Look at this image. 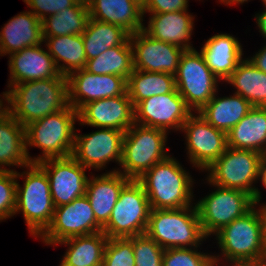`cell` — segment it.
<instances>
[{"instance_id": "22", "label": "cell", "mask_w": 266, "mask_h": 266, "mask_svg": "<svg viewBox=\"0 0 266 266\" xmlns=\"http://www.w3.org/2000/svg\"><path fill=\"white\" fill-rule=\"evenodd\" d=\"M147 27L143 31L150 37L176 45L184 50L194 49L191 36L194 29V16L188 11H175L149 14Z\"/></svg>"}, {"instance_id": "3", "label": "cell", "mask_w": 266, "mask_h": 266, "mask_svg": "<svg viewBox=\"0 0 266 266\" xmlns=\"http://www.w3.org/2000/svg\"><path fill=\"white\" fill-rule=\"evenodd\" d=\"M78 112L70 105L25 126L26 153L30 163L72 155L75 140V123ZM30 147L41 149L42 155L32 157Z\"/></svg>"}, {"instance_id": "41", "label": "cell", "mask_w": 266, "mask_h": 266, "mask_svg": "<svg viewBox=\"0 0 266 266\" xmlns=\"http://www.w3.org/2000/svg\"><path fill=\"white\" fill-rule=\"evenodd\" d=\"M189 0H146L142 7L143 16L175 11H188Z\"/></svg>"}, {"instance_id": "46", "label": "cell", "mask_w": 266, "mask_h": 266, "mask_svg": "<svg viewBox=\"0 0 266 266\" xmlns=\"http://www.w3.org/2000/svg\"><path fill=\"white\" fill-rule=\"evenodd\" d=\"M258 180L262 183L261 185L266 188V154H263L260 162Z\"/></svg>"}, {"instance_id": "45", "label": "cell", "mask_w": 266, "mask_h": 266, "mask_svg": "<svg viewBox=\"0 0 266 266\" xmlns=\"http://www.w3.org/2000/svg\"><path fill=\"white\" fill-rule=\"evenodd\" d=\"M260 206L257 209L260 212V217H261V221H262V230H263V240H264V244L266 246V202L264 203H260L256 202L255 206Z\"/></svg>"}, {"instance_id": "25", "label": "cell", "mask_w": 266, "mask_h": 266, "mask_svg": "<svg viewBox=\"0 0 266 266\" xmlns=\"http://www.w3.org/2000/svg\"><path fill=\"white\" fill-rule=\"evenodd\" d=\"M89 18L122 27L130 35L143 30L142 7L133 0H89Z\"/></svg>"}, {"instance_id": "48", "label": "cell", "mask_w": 266, "mask_h": 266, "mask_svg": "<svg viewBox=\"0 0 266 266\" xmlns=\"http://www.w3.org/2000/svg\"><path fill=\"white\" fill-rule=\"evenodd\" d=\"M1 95H2V97H1ZM1 95H0V98H1L0 99V114L6 110V103H5L6 102V92L1 93Z\"/></svg>"}, {"instance_id": "19", "label": "cell", "mask_w": 266, "mask_h": 266, "mask_svg": "<svg viewBox=\"0 0 266 266\" xmlns=\"http://www.w3.org/2000/svg\"><path fill=\"white\" fill-rule=\"evenodd\" d=\"M79 125L126 132L134 124V106L126 91L118 97L91 101L78 111Z\"/></svg>"}, {"instance_id": "4", "label": "cell", "mask_w": 266, "mask_h": 266, "mask_svg": "<svg viewBox=\"0 0 266 266\" xmlns=\"http://www.w3.org/2000/svg\"><path fill=\"white\" fill-rule=\"evenodd\" d=\"M23 172L16 171V178H24L23 186L16 184L15 214L22 213L30 235L39 238L50 226L55 206L46 172L30 163Z\"/></svg>"}, {"instance_id": "20", "label": "cell", "mask_w": 266, "mask_h": 266, "mask_svg": "<svg viewBox=\"0 0 266 266\" xmlns=\"http://www.w3.org/2000/svg\"><path fill=\"white\" fill-rule=\"evenodd\" d=\"M8 58L10 78L7 88L22 82L55 78L60 74L53 57L41 44L11 53Z\"/></svg>"}, {"instance_id": "34", "label": "cell", "mask_w": 266, "mask_h": 266, "mask_svg": "<svg viewBox=\"0 0 266 266\" xmlns=\"http://www.w3.org/2000/svg\"><path fill=\"white\" fill-rule=\"evenodd\" d=\"M89 19L86 4L75 3L72 7L50 15L41 21L43 37L81 35Z\"/></svg>"}, {"instance_id": "6", "label": "cell", "mask_w": 266, "mask_h": 266, "mask_svg": "<svg viewBox=\"0 0 266 266\" xmlns=\"http://www.w3.org/2000/svg\"><path fill=\"white\" fill-rule=\"evenodd\" d=\"M146 234L163 249L200 248L208 239L202 231L195 204L181 209H152Z\"/></svg>"}, {"instance_id": "16", "label": "cell", "mask_w": 266, "mask_h": 266, "mask_svg": "<svg viewBox=\"0 0 266 266\" xmlns=\"http://www.w3.org/2000/svg\"><path fill=\"white\" fill-rule=\"evenodd\" d=\"M37 164L46 172L55 207L71 203L85 195L89 178L87 168L72 156L46 159Z\"/></svg>"}, {"instance_id": "21", "label": "cell", "mask_w": 266, "mask_h": 266, "mask_svg": "<svg viewBox=\"0 0 266 266\" xmlns=\"http://www.w3.org/2000/svg\"><path fill=\"white\" fill-rule=\"evenodd\" d=\"M119 168H113L102 175L88 178L85 195L89 199L96 221L103 227L119 198L122 188L131 180Z\"/></svg>"}, {"instance_id": "15", "label": "cell", "mask_w": 266, "mask_h": 266, "mask_svg": "<svg viewBox=\"0 0 266 266\" xmlns=\"http://www.w3.org/2000/svg\"><path fill=\"white\" fill-rule=\"evenodd\" d=\"M193 111L187 106L177 89L171 93L154 95L134 107V123L181 132L182 125Z\"/></svg>"}, {"instance_id": "12", "label": "cell", "mask_w": 266, "mask_h": 266, "mask_svg": "<svg viewBox=\"0 0 266 266\" xmlns=\"http://www.w3.org/2000/svg\"><path fill=\"white\" fill-rule=\"evenodd\" d=\"M196 114V115H195ZM188 160L205 172L228 148L227 133L214 128L198 112L182 125Z\"/></svg>"}, {"instance_id": "24", "label": "cell", "mask_w": 266, "mask_h": 266, "mask_svg": "<svg viewBox=\"0 0 266 266\" xmlns=\"http://www.w3.org/2000/svg\"><path fill=\"white\" fill-rule=\"evenodd\" d=\"M43 44L41 20L23 11L8 20L0 31V56Z\"/></svg>"}, {"instance_id": "29", "label": "cell", "mask_w": 266, "mask_h": 266, "mask_svg": "<svg viewBox=\"0 0 266 266\" xmlns=\"http://www.w3.org/2000/svg\"><path fill=\"white\" fill-rule=\"evenodd\" d=\"M108 237L101 231L93 234L70 237L58 244L68 248L60 264L74 266H102Z\"/></svg>"}, {"instance_id": "7", "label": "cell", "mask_w": 266, "mask_h": 266, "mask_svg": "<svg viewBox=\"0 0 266 266\" xmlns=\"http://www.w3.org/2000/svg\"><path fill=\"white\" fill-rule=\"evenodd\" d=\"M167 135L165 130L134 123L123 137L118 172L137 180L155 164L167 159L170 156L166 150Z\"/></svg>"}, {"instance_id": "27", "label": "cell", "mask_w": 266, "mask_h": 266, "mask_svg": "<svg viewBox=\"0 0 266 266\" xmlns=\"http://www.w3.org/2000/svg\"><path fill=\"white\" fill-rule=\"evenodd\" d=\"M228 147L266 154V107H253L227 133Z\"/></svg>"}, {"instance_id": "5", "label": "cell", "mask_w": 266, "mask_h": 266, "mask_svg": "<svg viewBox=\"0 0 266 266\" xmlns=\"http://www.w3.org/2000/svg\"><path fill=\"white\" fill-rule=\"evenodd\" d=\"M257 207L254 206L242 217L235 219L214 234L217 246L221 250V255H213L214 260L223 261L222 265L229 261L264 260L266 246Z\"/></svg>"}, {"instance_id": "17", "label": "cell", "mask_w": 266, "mask_h": 266, "mask_svg": "<svg viewBox=\"0 0 266 266\" xmlns=\"http://www.w3.org/2000/svg\"><path fill=\"white\" fill-rule=\"evenodd\" d=\"M68 103L77 112L95 100L118 97L127 91V80L118 75L93 74L85 68L67 76Z\"/></svg>"}, {"instance_id": "39", "label": "cell", "mask_w": 266, "mask_h": 266, "mask_svg": "<svg viewBox=\"0 0 266 266\" xmlns=\"http://www.w3.org/2000/svg\"><path fill=\"white\" fill-rule=\"evenodd\" d=\"M16 184V171H0V222L14 216Z\"/></svg>"}, {"instance_id": "28", "label": "cell", "mask_w": 266, "mask_h": 266, "mask_svg": "<svg viewBox=\"0 0 266 266\" xmlns=\"http://www.w3.org/2000/svg\"><path fill=\"white\" fill-rule=\"evenodd\" d=\"M218 91L198 112L214 128L228 133L253 108L241 95L219 97Z\"/></svg>"}, {"instance_id": "31", "label": "cell", "mask_w": 266, "mask_h": 266, "mask_svg": "<svg viewBox=\"0 0 266 266\" xmlns=\"http://www.w3.org/2000/svg\"><path fill=\"white\" fill-rule=\"evenodd\" d=\"M253 107H266V73L244 58L225 81Z\"/></svg>"}, {"instance_id": "43", "label": "cell", "mask_w": 266, "mask_h": 266, "mask_svg": "<svg viewBox=\"0 0 266 266\" xmlns=\"http://www.w3.org/2000/svg\"><path fill=\"white\" fill-rule=\"evenodd\" d=\"M229 265H223V266H265L264 260H259V261H229L226 262ZM222 264L220 263L219 260H214L212 261L211 266H219Z\"/></svg>"}, {"instance_id": "47", "label": "cell", "mask_w": 266, "mask_h": 266, "mask_svg": "<svg viewBox=\"0 0 266 266\" xmlns=\"http://www.w3.org/2000/svg\"><path fill=\"white\" fill-rule=\"evenodd\" d=\"M249 0H219V2H221V4H225V5H230L232 6L233 4H243L245 2H248Z\"/></svg>"}, {"instance_id": "42", "label": "cell", "mask_w": 266, "mask_h": 266, "mask_svg": "<svg viewBox=\"0 0 266 266\" xmlns=\"http://www.w3.org/2000/svg\"><path fill=\"white\" fill-rule=\"evenodd\" d=\"M248 59L255 67L266 73V43L253 56L248 57Z\"/></svg>"}, {"instance_id": "52", "label": "cell", "mask_w": 266, "mask_h": 266, "mask_svg": "<svg viewBox=\"0 0 266 266\" xmlns=\"http://www.w3.org/2000/svg\"><path fill=\"white\" fill-rule=\"evenodd\" d=\"M261 1L263 3L264 7L266 8V0H261Z\"/></svg>"}, {"instance_id": "35", "label": "cell", "mask_w": 266, "mask_h": 266, "mask_svg": "<svg viewBox=\"0 0 266 266\" xmlns=\"http://www.w3.org/2000/svg\"><path fill=\"white\" fill-rule=\"evenodd\" d=\"M85 69L93 74L118 75L128 80L133 72V49L130 40L109 48L99 56L87 60Z\"/></svg>"}, {"instance_id": "13", "label": "cell", "mask_w": 266, "mask_h": 266, "mask_svg": "<svg viewBox=\"0 0 266 266\" xmlns=\"http://www.w3.org/2000/svg\"><path fill=\"white\" fill-rule=\"evenodd\" d=\"M103 227L96 221L86 195L71 203L55 207L50 226L39 237L46 245L56 246L62 240L101 232Z\"/></svg>"}, {"instance_id": "23", "label": "cell", "mask_w": 266, "mask_h": 266, "mask_svg": "<svg viewBox=\"0 0 266 266\" xmlns=\"http://www.w3.org/2000/svg\"><path fill=\"white\" fill-rule=\"evenodd\" d=\"M207 66L222 82L226 81L244 59L241 43L234 35L218 33L206 40L200 50Z\"/></svg>"}, {"instance_id": "53", "label": "cell", "mask_w": 266, "mask_h": 266, "mask_svg": "<svg viewBox=\"0 0 266 266\" xmlns=\"http://www.w3.org/2000/svg\"><path fill=\"white\" fill-rule=\"evenodd\" d=\"M264 264H265V266H266V254H265V258H264Z\"/></svg>"}, {"instance_id": "32", "label": "cell", "mask_w": 266, "mask_h": 266, "mask_svg": "<svg viewBox=\"0 0 266 266\" xmlns=\"http://www.w3.org/2000/svg\"><path fill=\"white\" fill-rule=\"evenodd\" d=\"M87 60L99 56L105 50L126 44L130 34L122 27L89 18L82 33Z\"/></svg>"}, {"instance_id": "1", "label": "cell", "mask_w": 266, "mask_h": 266, "mask_svg": "<svg viewBox=\"0 0 266 266\" xmlns=\"http://www.w3.org/2000/svg\"><path fill=\"white\" fill-rule=\"evenodd\" d=\"M6 92V110L23 126L65 109L68 103L67 76L22 82Z\"/></svg>"}, {"instance_id": "50", "label": "cell", "mask_w": 266, "mask_h": 266, "mask_svg": "<svg viewBox=\"0 0 266 266\" xmlns=\"http://www.w3.org/2000/svg\"><path fill=\"white\" fill-rule=\"evenodd\" d=\"M76 3H78V4H86V5H88V1L89 0H74Z\"/></svg>"}, {"instance_id": "44", "label": "cell", "mask_w": 266, "mask_h": 266, "mask_svg": "<svg viewBox=\"0 0 266 266\" xmlns=\"http://www.w3.org/2000/svg\"><path fill=\"white\" fill-rule=\"evenodd\" d=\"M263 12H259L255 14V21L257 23L259 32L261 33V36L266 39V9L262 10Z\"/></svg>"}, {"instance_id": "30", "label": "cell", "mask_w": 266, "mask_h": 266, "mask_svg": "<svg viewBox=\"0 0 266 266\" xmlns=\"http://www.w3.org/2000/svg\"><path fill=\"white\" fill-rule=\"evenodd\" d=\"M43 43L60 74L68 76L71 72L85 68L87 58L82 34L43 37Z\"/></svg>"}, {"instance_id": "49", "label": "cell", "mask_w": 266, "mask_h": 266, "mask_svg": "<svg viewBox=\"0 0 266 266\" xmlns=\"http://www.w3.org/2000/svg\"><path fill=\"white\" fill-rule=\"evenodd\" d=\"M133 1H135L138 5H140L141 7H143L144 6V4H145V2H146V0H133Z\"/></svg>"}, {"instance_id": "8", "label": "cell", "mask_w": 266, "mask_h": 266, "mask_svg": "<svg viewBox=\"0 0 266 266\" xmlns=\"http://www.w3.org/2000/svg\"><path fill=\"white\" fill-rule=\"evenodd\" d=\"M263 155L252 151L228 147L227 150L206 170L207 179L220 187L242 190L261 201L258 183L259 166Z\"/></svg>"}, {"instance_id": "14", "label": "cell", "mask_w": 266, "mask_h": 266, "mask_svg": "<svg viewBox=\"0 0 266 266\" xmlns=\"http://www.w3.org/2000/svg\"><path fill=\"white\" fill-rule=\"evenodd\" d=\"M75 132L72 157L87 169L96 171L106 168L109 162L118 166L122 160L125 132L113 128H100L89 134Z\"/></svg>"}, {"instance_id": "38", "label": "cell", "mask_w": 266, "mask_h": 266, "mask_svg": "<svg viewBox=\"0 0 266 266\" xmlns=\"http://www.w3.org/2000/svg\"><path fill=\"white\" fill-rule=\"evenodd\" d=\"M102 266H135L133 242L129 238H109Z\"/></svg>"}, {"instance_id": "51", "label": "cell", "mask_w": 266, "mask_h": 266, "mask_svg": "<svg viewBox=\"0 0 266 266\" xmlns=\"http://www.w3.org/2000/svg\"><path fill=\"white\" fill-rule=\"evenodd\" d=\"M59 266H74V265H71V264H60Z\"/></svg>"}, {"instance_id": "9", "label": "cell", "mask_w": 266, "mask_h": 266, "mask_svg": "<svg viewBox=\"0 0 266 266\" xmlns=\"http://www.w3.org/2000/svg\"><path fill=\"white\" fill-rule=\"evenodd\" d=\"M151 208L143 185L131 179L121 190L102 232L108 238H128L146 233Z\"/></svg>"}, {"instance_id": "33", "label": "cell", "mask_w": 266, "mask_h": 266, "mask_svg": "<svg viewBox=\"0 0 266 266\" xmlns=\"http://www.w3.org/2000/svg\"><path fill=\"white\" fill-rule=\"evenodd\" d=\"M175 89V76L169 73L133 69L127 80V92L134 107L149 97L171 93Z\"/></svg>"}, {"instance_id": "40", "label": "cell", "mask_w": 266, "mask_h": 266, "mask_svg": "<svg viewBox=\"0 0 266 266\" xmlns=\"http://www.w3.org/2000/svg\"><path fill=\"white\" fill-rule=\"evenodd\" d=\"M28 8L41 21L64 9L72 7L76 2L74 0H23Z\"/></svg>"}, {"instance_id": "2", "label": "cell", "mask_w": 266, "mask_h": 266, "mask_svg": "<svg viewBox=\"0 0 266 266\" xmlns=\"http://www.w3.org/2000/svg\"><path fill=\"white\" fill-rule=\"evenodd\" d=\"M171 155L147 170L139 179L152 209H181L192 206L194 179Z\"/></svg>"}, {"instance_id": "37", "label": "cell", "mask_w": 266, "mask_h": 266, "mask_svg": "<svg viewBox=\"0 0 266 266\" xmlns=\"http://www.w3.org/2000/svg\"><path fill=\"white\" fill-rule=\"evenodd\" d=\"M128 238L133 242L135 266H162L165 249L146 233Z\"/></svg>"}, {"instance_id": "18", "label": "cell", "mask_w": 266, "mask_h": 266, "mask_svg": "<svg viewBox=\"0 0 266 266\" xmlns=\"http://www.w3.org/2000/svg\"><path fill=\"white\" fill-rule=\"evenodd\" d=\"M133 49V68L148 72L175 75L184 49L156 40L143 30L130 35Z\"/></svg>"}, {"instance_id": "36", "label": "cell", "mask_w": 266, "mask_h": 266, "mask_svg": "<svg viewBox=\"0 0 266 266\" xmlns=\"http://www.w3.org/2000/svg\"><path fill=\"white\" fill-rule=\"evenodd\" d=\"M167 248L162 257V266H211L213 254L198 251L199 248ZM204 252V253H203Z\"/></svg>"}, {"instance_id": "11", "label": "cell", "mask_w": 266, "mask_h": 266, "mask_svg": "<svg viewBox=\"0 0 266 266\" xmlns=\"http://www.w3.org/2000/svg\"><path fill=\"white\" fill-rule=\"evenodd\" d=\"M174 76L178 93L193 112H199L212 99L221 82L195 48L182 53Z\"/></svg>"}, {"instance_id": "26", "label": "cell", "mask_w": 266, "mask_h": 266, "mask_svg": "<svg viewBox=\"0 0 266 266\" xmlns=\"http://www.w3.org/2000/svg\"><path fill=\"white\" fill-rule=\"evenodd\" d=\"M29 164L25 126L5 110L0 114V171H16L10 167L25 168Z\"/></svg>"}, {"instance_id": "10", "label": "cell", "mask_w": 266, "mask_h": 266, "mask_svg": "<svg viewBox=\"0 0 266 266\" xmlns=\"http://www.w3.org/2000/svg\"><path fill=\"white\" fill-rule=\"evenodd\" d=\"M205 180L215 187L214 191L196 201L195 205L202 231L208 238L246 214L255 206V202L250 194L242 190L220 187L207 178Z\"/></svg>"}]
</instances>
